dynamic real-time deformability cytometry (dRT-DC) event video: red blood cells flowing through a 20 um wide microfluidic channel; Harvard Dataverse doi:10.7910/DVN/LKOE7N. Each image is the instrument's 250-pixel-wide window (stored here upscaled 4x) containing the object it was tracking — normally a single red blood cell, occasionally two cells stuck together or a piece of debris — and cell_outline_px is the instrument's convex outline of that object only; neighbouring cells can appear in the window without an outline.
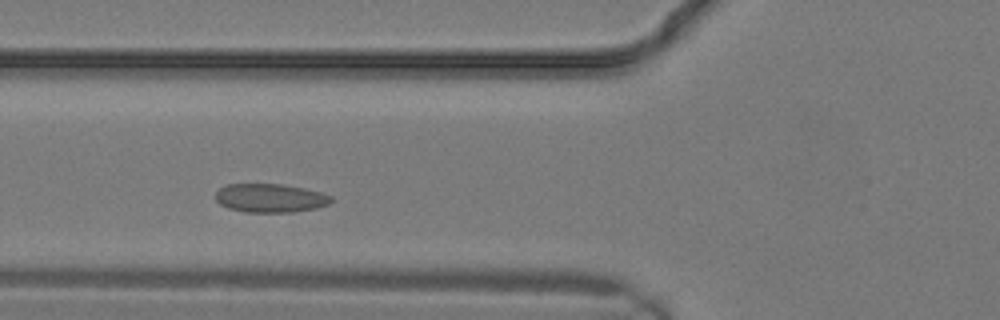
{"species": "common noctule bat (a hibernating species)", "species_latin": "Nyctalus noctula", "temperature_condition": "warm", "stored_images_in_passage": 8, "camera_frame_rate_fps": 3000, "um_per_image_px": 0.085, "animal": {"sex": "male", "body_mass_g": 19.2, "forearm_length_mm": 51.8}, "frame": {"image": 1, "passage_image": 5, "time_ms": 1.333, "image_size_px": [1000, 320], "cell_outline_px": [[332, 200], [328, 204], [316, 208], [292, 212], [244, 212], [228, 208], [220, 204], [216, 200], [216, 192], [220, 188], [228, 184], [280, 184], [304, 188], [320, 192], [332, 196]], "centroid_in_image_um": [22.96, 16.83], "position_along_channel_um": 102.8, "area_um2": 19.25}}
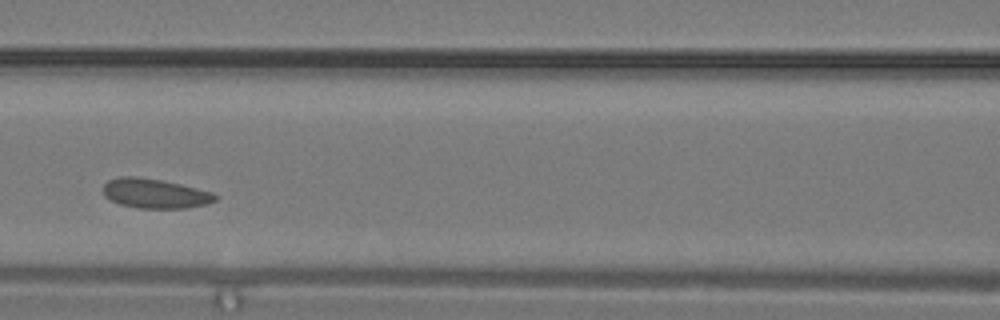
{"frame": {"image": 2, "passage_image": 7, "time_ms": 2.0, "image_size_px": [1000, 320], "cell_outline_px": [[216, 200], [208, 204], [184, 208], [136, 208], [120, 204], [104, 196], [104, 184], [108, 180], [120, 176], [136, 176], [164, 180], [212, 192], [216, 196]], "centroid_in_image_um": [13.16, 16.44], "position_along_channel_um": 153.4, "area_um2": 19.31}}